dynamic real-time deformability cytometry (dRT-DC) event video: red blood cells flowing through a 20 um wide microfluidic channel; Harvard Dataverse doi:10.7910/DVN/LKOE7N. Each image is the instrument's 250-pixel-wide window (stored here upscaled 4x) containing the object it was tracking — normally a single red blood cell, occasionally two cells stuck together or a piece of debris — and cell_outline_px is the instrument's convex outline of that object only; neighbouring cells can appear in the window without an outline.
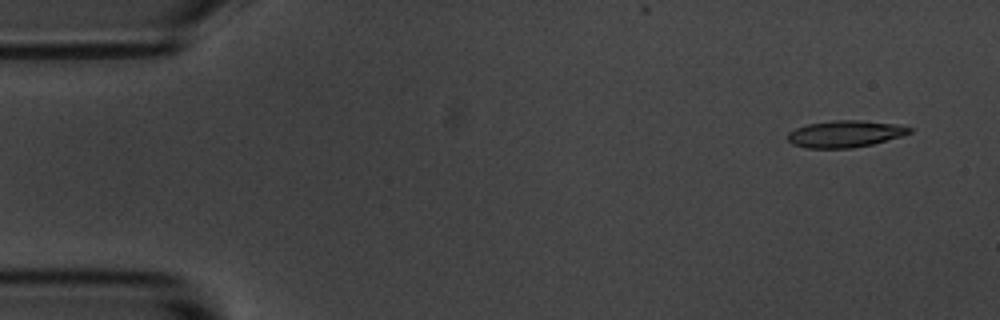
{"species": "common noctule bat (a hibernating species)", "species_latin": "Nyctalus noctula", "temperature_condition": "room temperature", "stored_images_in_passage": 6, "camera_frame_rate_fps": 3000, "um_per_image_px": 0.085, "animal": {"sex": "male", "body_mass_g": 20.1, "forearm_length_mm": 53.5}, "frame": {"image": 1, "passage_image": 1, "time_ms": 0.0, "image_size_px": [1000, 320], "cell_outline_px": [[912, 132], [900, 136], [872, 144], [852, 148], [808, 148], [792, 144], [788, 140], [788, 132], [796, 128], [808, 124], [836, 120], [864, 120], [896, 124], [912, 128]], "centroid_in_image_um": [71.83, 11.38], "position_along_channel_um": 13.2, "area_um2": 18.9}}
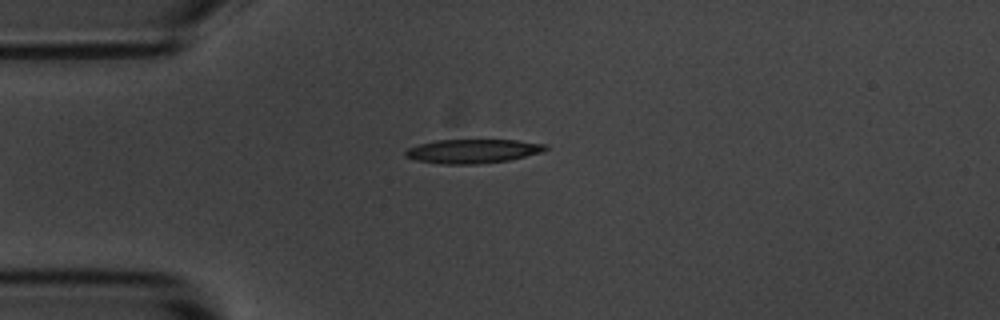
{"frame": {"image": 2, "passage_image": 4, "time_ms": 3.333, "image_size_px": [1000, 320], "cell_outline_px": [[548, 148], [544, 152], [508, 160], [476, 164], [440, 164], [416, 160], [404, 156], [404, 152], [408, 148], [420, 144], [436, 140], [516, 140], [548, 144]], "centroid_in_image_um": [40.2, 12.85], "position_along_channel_um": 44.8, "area_um2": 19.65}}